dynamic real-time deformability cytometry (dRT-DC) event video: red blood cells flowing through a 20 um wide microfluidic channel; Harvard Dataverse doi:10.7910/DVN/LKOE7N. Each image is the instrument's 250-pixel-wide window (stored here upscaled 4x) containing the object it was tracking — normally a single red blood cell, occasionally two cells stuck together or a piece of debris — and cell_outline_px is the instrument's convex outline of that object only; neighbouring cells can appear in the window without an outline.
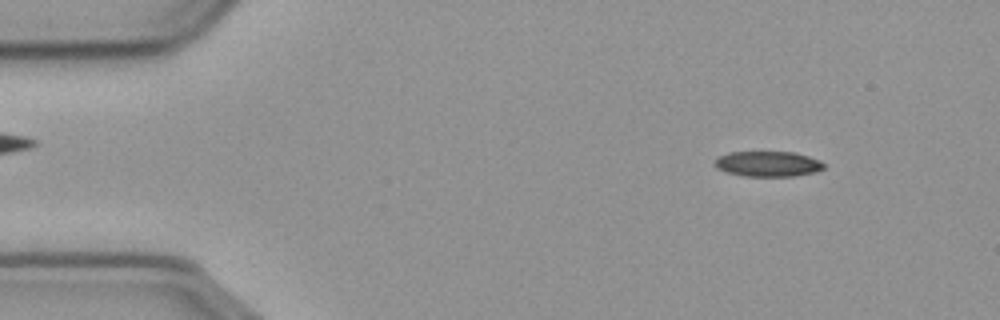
{"species": "common noctule bat (a hibernating species)", "species_latin": "Nyctalus noctula", "temperature_condition": "cold", "stored_images_in_passage": 56, "camera_frame_rate_fps": 3000, "um_per_image_px": 0.085, "animal": {"sex": "male", "body_mass_g": 23.1, "forearm_length_mm": 52.7}, "frame": {"image": 1, "passage_image": 6, "time_ms": 1.667, "image_size_px": [1000, 320], "cell_outline_px": [[824, 168], [816, 172], [792, 176], [744, 176], [728, 172], [716, 168], [716, 160], [720, 156], [728, 152], [796, 152], [820, 160], [824, 164]], "centroid_in_image_um": [65.31, 13.93], "position_along_channel_um": 19.7, "area_um2": 16.01}}
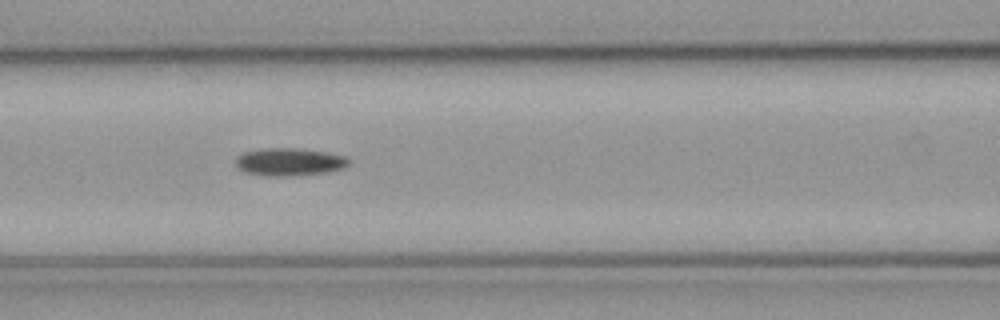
{"frame": {"image": 2, "passage_image": 23, "time_ms": 7.333, "image_size_px": [1000, 320], "cell_outline_px": [[348, 164], [344, 168], [324, 172], [292, 176], [268, 176], [244, 172], [236, 164], [236, 156], [244, 152], [260, 148], [296, 148], [324, 152], [344, 156], [348, 160]], "centroid_in_image_um": [24.54, 13.76], "position_along_channel_um": 142.1, "area_um2": 18.09}}
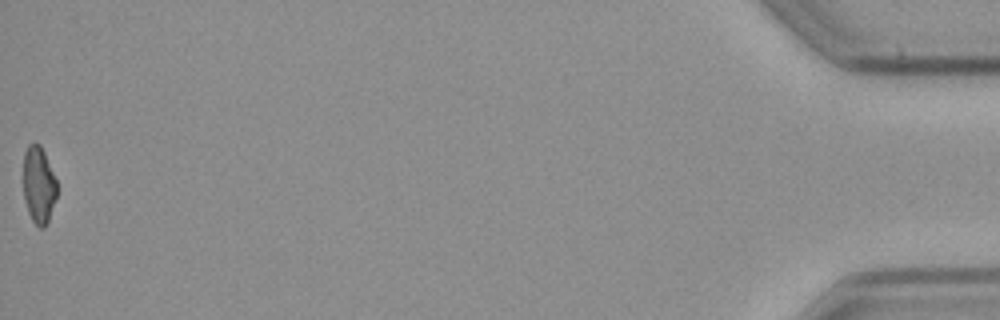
{"frame": {"image": 3, "passage_image": 56, "time_ms": 18.333, "image_size_px": [1000, 320], "cell_outline_px": [[56, 196], [48, 220], [44, 228], [40, 228], [32, 220], [28, 212], [24, 200], [24, 152], [28, 144], [40, 144], [44, 152], [56, 180]], "centroid_in_image_um": [3.27, 15.72], "position_along_channel_um": 431.9, "area_um2": 14.8}}